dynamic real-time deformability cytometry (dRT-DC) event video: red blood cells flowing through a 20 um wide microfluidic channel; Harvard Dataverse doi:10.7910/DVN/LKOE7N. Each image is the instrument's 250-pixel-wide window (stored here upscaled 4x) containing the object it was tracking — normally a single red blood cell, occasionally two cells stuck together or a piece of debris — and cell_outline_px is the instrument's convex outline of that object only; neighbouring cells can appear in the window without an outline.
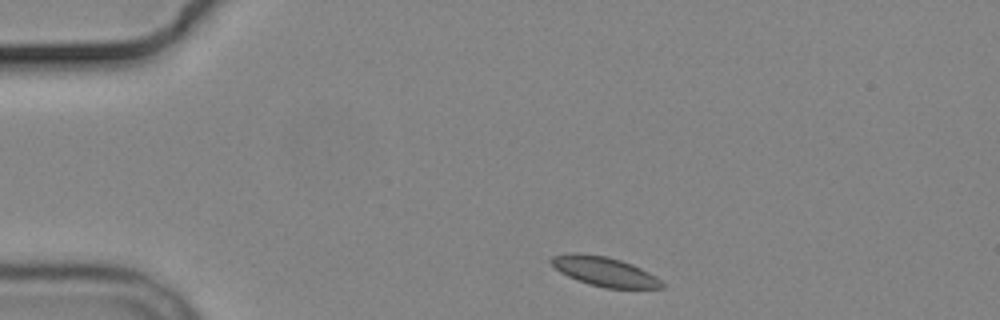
{"species": "common noctule bat (a hibernating species)", "species_latin": "Nyctalus noctula", "temperature_condition": "cold", "stored_images_in_passage": 2, "camera_frame_rate_fps": 3000, "um_per_image_px": 0.085, "animal": {"sex": "male", "body_mass_g": 19.2, "forearm_length_mm": 51.8}, "frame": {"image": 1, "passage_image": 1, "time_ms": 0.0, "image_size_px": [1000, 320], "cell_outline_px": [[664, 288], [604, 288], [588, 284], [568, 276], [560, 272], [548, 260], [552, 256], [568, 252], [580, 252], [608, 256], [632, 264], [656, 276], [664, 284]], "centroid_in_image_um": [51.35, 23.06], "position_along_channel_um": 33.7, "area_um2": 19.13}}